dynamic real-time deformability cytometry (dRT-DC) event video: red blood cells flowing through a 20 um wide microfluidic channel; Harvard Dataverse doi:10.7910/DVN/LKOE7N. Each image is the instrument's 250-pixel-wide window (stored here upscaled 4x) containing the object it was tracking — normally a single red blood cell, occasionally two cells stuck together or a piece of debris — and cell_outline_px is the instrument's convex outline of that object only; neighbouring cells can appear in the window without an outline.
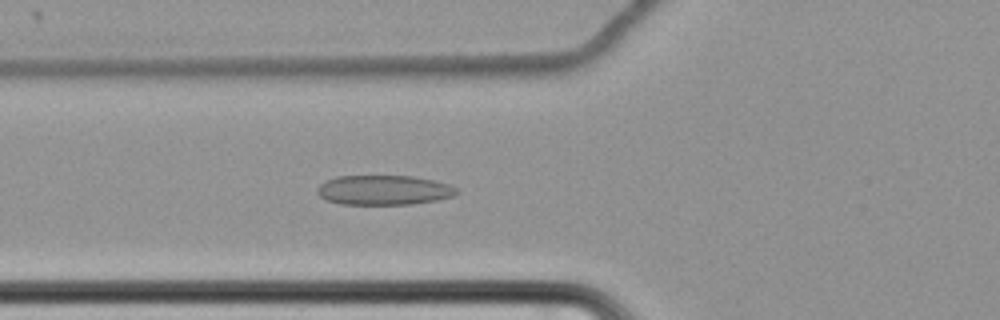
{"species": "common noctule bat (a hibernating species)", "species_latin": "Nyctalus noctula", "temperature_condition": "cold", "stored_images_in_passage": 49, "camera_frame_rate_fps": 3000, "um_per_image_px": 0.085, "animal": {"sex": "female", "body_mass_g": 22.7, "forearm_length_mm": 54.2}, "frame": {"image": 1, "passage_image": 12, "time_ms": 3.667, "image_size_px": [1000, 320], "cell_outline_px": [[460, 192], [452, 196], [436, 200], [412, 204], [340, 204], [324, 200], [316, 192], [316, 188], [320, 184], [336, 176], [412, 176], [436, 180], [448, 184], [456, 188]], "centroid_in_image_um": [32.61, 16.15], "position_along_channel_um": 93.2, "area_um2": 24.22}}
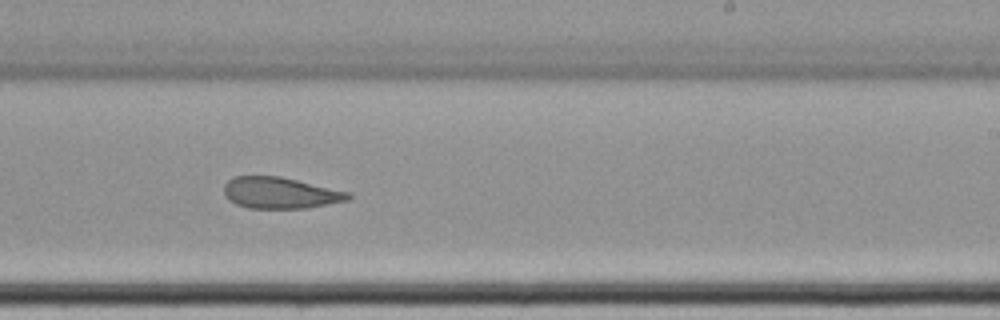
{"frame": {"image": 2, "passage_image": 27, "time_ms": 8.667, "image_size_px": [1000, 320], "cell_outline_px": [[352, 196], [348, 200], [308, 208], [248, 208], [236, 204], [228, 200], [224, 196], [224, 184], [228, 180], [236, 176], [280, 176], [348, 192]], "centroid_in_image_um": [23.77, 16.4], "position_along_channel_um": 265.2, "area_um2": 22.6}}
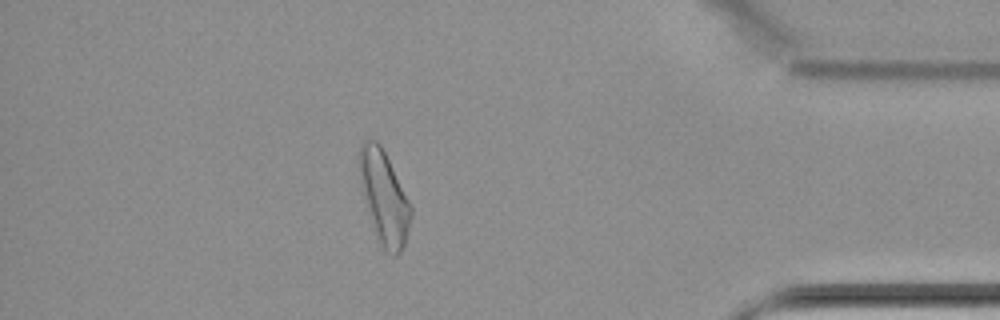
{"frame": {"image": 3, "passage_image": 42, "time_ms": 13.667, "image_size_px": [1000, 320], "cell_outline_px": [[412, 216], [404, 244], [400, 252], [396, 256], [392, 256], [376, 240], [360, 180], [356, 160], [360, 144], [364, 140], [376, 140], [380, 144], [412, 208]], "centroid_in_image_um": [32.61, 16.77], "position_along_channel_um": 402.6, "area_um2": 27.63}, "authors_computed_cell_mechanics": {"area_um2": 24.565, "velocity_mm_per_s": 3.4412, "shape_relaxation_time_tau1_ms": null, "shape_relaxation_time_tau2_ms": 3.3985, "deformation_change_tau1": null, "deformation_change_tau2": 0.1055}}